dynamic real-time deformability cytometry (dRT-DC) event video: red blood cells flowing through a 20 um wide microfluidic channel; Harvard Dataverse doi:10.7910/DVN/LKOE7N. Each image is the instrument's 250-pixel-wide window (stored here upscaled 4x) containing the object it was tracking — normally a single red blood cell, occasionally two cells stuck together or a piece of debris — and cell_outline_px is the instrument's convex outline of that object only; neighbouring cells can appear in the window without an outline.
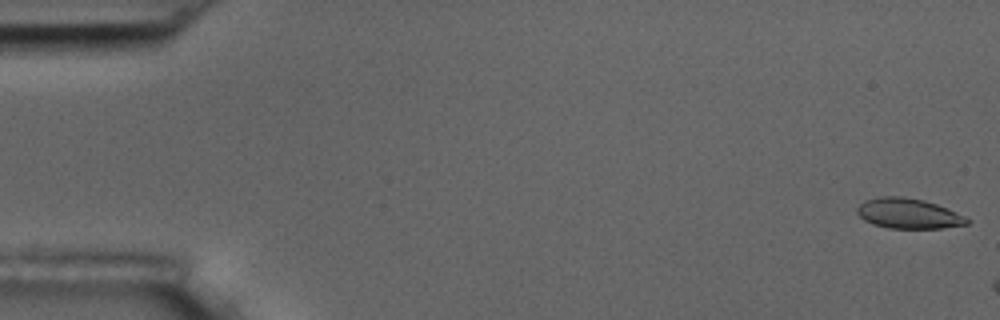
{"species": "common noctule bat (a hibernating species)", "species_latin": "Nyctalus noctula", "temperature_condition": "room temperature", "stored_images_in_passage": 3, "camera_frame_rate_fps": 3000, "um_per_image_px": 0.085, "animal": {"sex": "male", "body_mass_g": 17.5, "forearm_length_mm": 52.3}, "frame": {"image": 1, "passage_image": 1, "time_ms": 0.0, "image_size_px": [1000, 320], "cell_outline_px": [[972, 220], [968, 224], [940, 228], [888, 228], [872, 224], [864, 220], [856, 212], [856, 208], [864, 200], [880, 196], [904, 196], [924, 200], [936, 204], [964, 216]], "centroid_in_image_um": [77.18, 18.14], "position_along_channel_um": 7.8, "area_um2": 19.36}}